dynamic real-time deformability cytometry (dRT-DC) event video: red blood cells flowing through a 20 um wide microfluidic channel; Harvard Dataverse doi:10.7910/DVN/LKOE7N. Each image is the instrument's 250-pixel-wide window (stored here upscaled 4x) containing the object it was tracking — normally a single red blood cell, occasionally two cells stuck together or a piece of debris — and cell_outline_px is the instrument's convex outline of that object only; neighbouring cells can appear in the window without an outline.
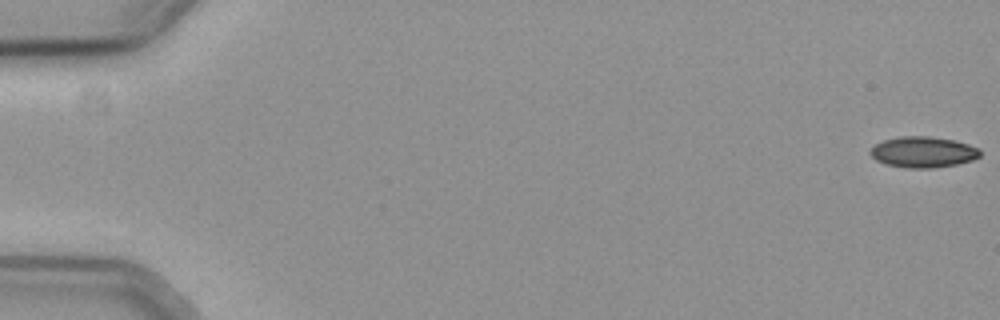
{"species": "common noctule bat (a hibernating species)", "species_latin": "Nyctalus noctula", "temperature_condition": "cold", "stored_images_in_passage": 10, "camera_frame_rate_fps": 3000, "um_per_image_px": 0.085, "animal": {"sex": "female", "body_mass_g": 19.3, "forearm_length_mm": 54.1}, "frame": {"image": 1, "passage_image": 1, "time_ms": 0.0, "image_size_px": [1000, 320], "cell_outline_px": [[980, 156], [972, 160], [956, 164], [932, 168], [904, 168], [884, 164], [876, 160], [868, 152], [876, 144], [884, 140], [900, 136], [928, 136], [952, 140], [968, 144], [980, 148]], "centroid_in_image_um": [78.45, 12.93], "position_along_channel_um": 6.6, "area_um2": 19.77}}